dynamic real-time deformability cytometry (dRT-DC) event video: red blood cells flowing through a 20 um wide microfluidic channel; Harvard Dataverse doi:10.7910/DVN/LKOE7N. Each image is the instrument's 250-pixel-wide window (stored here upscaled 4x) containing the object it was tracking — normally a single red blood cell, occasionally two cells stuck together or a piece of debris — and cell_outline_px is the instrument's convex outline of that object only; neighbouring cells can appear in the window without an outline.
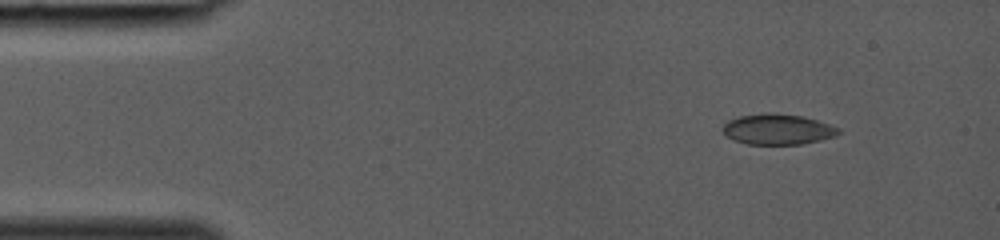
{"species": "common noctule bat (a hibernating species)", "species_latin": "Nyctalus noctula", "temperature_condition": "room temperature", "stored_images_in_passage": 6, "camera_frame_rate_fps": 3000, "um_per_image_px": 0.085, "animal": {"sex": "female", "body_mass_g": 19.0, "forearm_length_mm": 53.3}, "frame": {"image": 1, "passage_image": 1, "time_ms": 0.0, "image_size_px": [1000, 240], "cell_outline_px": [[840, 132], [836, 136], [820, 140], [800, 144], [748, 144], [736, 140], [728, 136], [720, 128], [728, 120], [740, 116], [764, 112], [772, 112], [800, 116], [816, 120], [840, 128]], "centroid_in_image_um": [66.09, 10.98], "position_along_channel_um": 18.9, "area_um2": 20.52}}
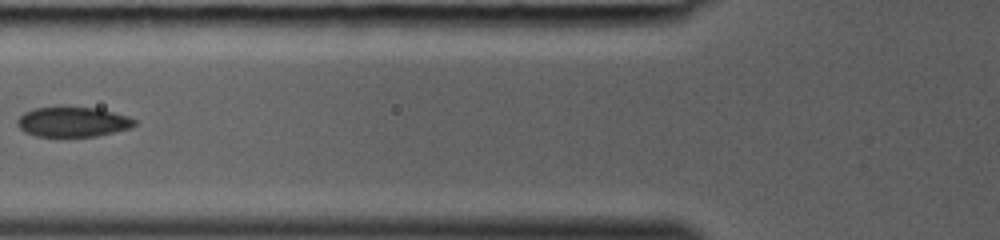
{"frame": {"image": 2, "passage_image": 5, "time_ms": 1.333, "image_size_px": [1000, 240], "cell_outline_px": [[136, 124], [128, 128], [96, 136], [36, 136], [24, 132], [16, 124], [16, 120], [24, 112], [32, 108], [96, 108], [128, 116], [136, 120]], "centroid_in_image_um": [6.14, 10.37], "position_along_channel_um": 119.7, "area_um2": 20.06}}
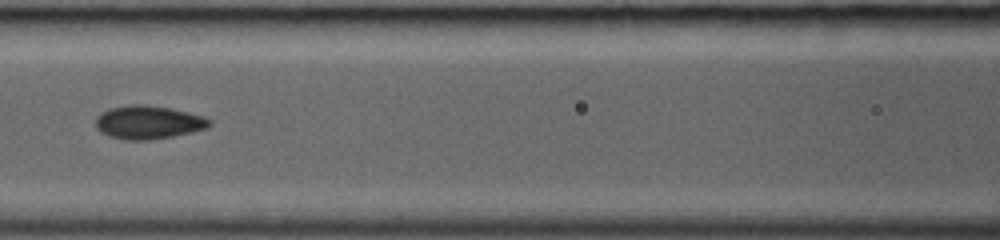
{"frame": {"image": 3, "passage_image": 6, "time_ms": 1.667, "image_size_px": [1000, 240], "cell_outline_px": [[212, 124], [208, 128], [192, 132], [172, 136], [148, 140], [124, 140], [108, 136], [100, 132], [96, 128], [96, 116], [100, 112], [108, 108], [132, 104], [144, 104], [168, 108], [188, 112], [204, 116], [212, 120]], "centroid_in_image_um": [12.59, 10.39], "position_along_channel_um": 154.0, "area_um2": 22.37}}